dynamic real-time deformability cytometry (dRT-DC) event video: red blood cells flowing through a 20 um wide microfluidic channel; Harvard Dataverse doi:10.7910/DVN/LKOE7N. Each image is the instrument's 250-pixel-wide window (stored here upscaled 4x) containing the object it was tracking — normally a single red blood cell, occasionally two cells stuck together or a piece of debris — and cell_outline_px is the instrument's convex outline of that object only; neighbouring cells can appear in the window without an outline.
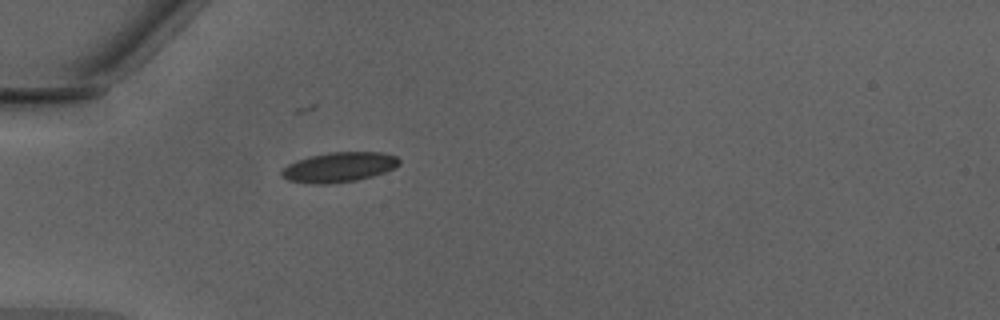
{"species": "Egyptian fruit bat (a non-hibernating species)", "species_latin": "Rousettus aegyptiacus", "temperature_condition": "warm", "stored_images_in_passage": 31, "camera_frame_rate_fps": 3000, "um_per_image_px": 0.085, "animal": {"sex": "male"}, "frame": {"image": 1, "passage_image": 1, "time_ms": 0.0, "image_size_px": [1000, 320], "cell_outline_px": [[400, 164], [384, 172], [372, 176], [356, 180], [328, 184], [312, 184], [288, 180], [280, 176], [280, 172], [288, 164], [296, 160], [312, 156], [332, 152], [380, 152], [396, 156], [400, 160]], "centroid_in_image_um": [28.79, 14.21], "position_along_channel_um": 56.2, "area_um2": 20.35}}
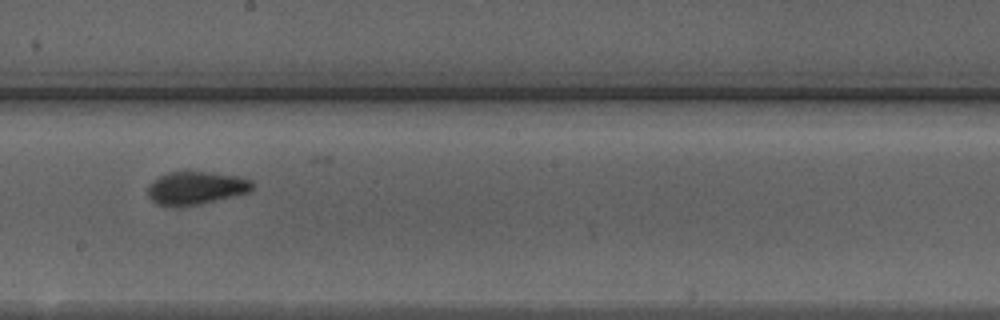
{"frame": {"image": 2, "passage_image": 14, "time_ms": 4.333, "image_size_px": [1000, 320], "cell_outline_px": [[252, 188], [248, 192], [200, 204], [176, 208], [172, 208], [156, 204], [148, 196], [148, 188], [152, 180], [168, 172], [212, 172], [236, 176], [252, 180]], "centroid_in_image_um": [16.6, 16.0], "position_along_channel_um": 231.6, "area_um2": 20.17}}
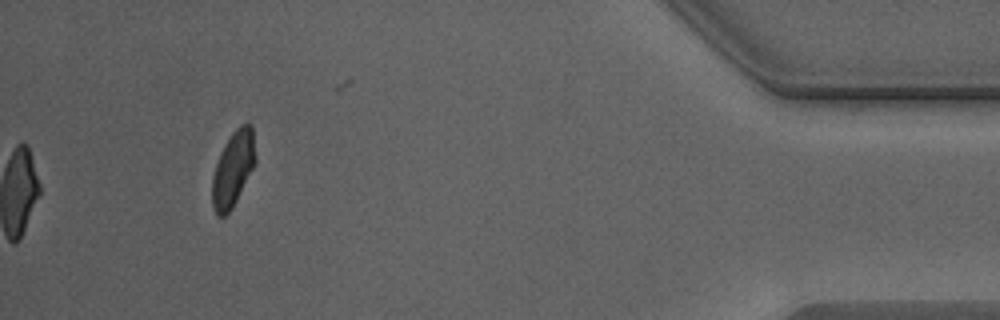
{"frame": {"image": 3, "passage_image": 31, "time_ms": 10.0, "image_size_px": [1000, 320], "cell_outline_px": [[256, 160], [232, 208], [224, 216], [216, 216], [212, 208], [212, 176], [220, 152], [224, 144], [232, 132], [240, 124], [248, 120], [252, 124], [256, 156]], "centroid_in_image_um": [19.8, 14.3], "position_along_channel_um": 415.4, "area_um2": 19.02}, "authors_computed_cell_mechanics": {"area_um2": 20.23, "velocity_mm_per_s": 4.2993, "shape_relaxation_time_tau1_ms": 9.966, "shape_relaxation_time_tau2_ms": 0.5618, "deformation_change_tau1": 0.1928, "deformation_change_tau2": 0.0517}}